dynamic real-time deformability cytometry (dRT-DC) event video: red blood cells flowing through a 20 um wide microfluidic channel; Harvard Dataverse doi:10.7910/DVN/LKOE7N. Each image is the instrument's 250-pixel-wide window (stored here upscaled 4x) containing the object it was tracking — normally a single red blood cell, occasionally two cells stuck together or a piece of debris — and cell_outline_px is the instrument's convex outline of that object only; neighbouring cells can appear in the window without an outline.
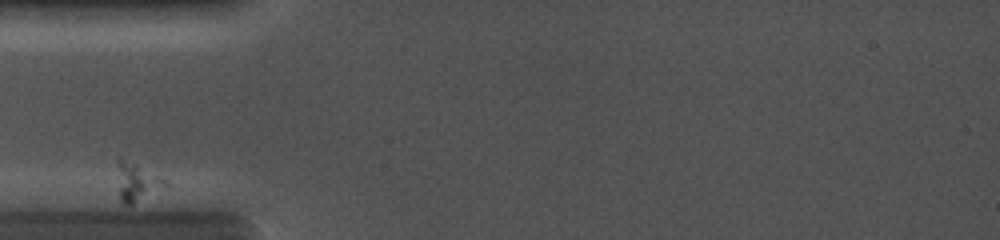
{"species": "common noctule bat (a hibernating species)", "species_latin": "Nyctalus noctula", "temperature_condition": "cold", "stored_images_in_passage": 3, "camera_frame_rate_fps": 5000, "um_per_image_px": 0.085, "animal": {"sex": "female", "body_mass_g": 19.0, "forearm_length_mm": 56.7}, "frame": {"image": 1, "passage_image": 1, "time_ms": 0.0, "image_size_px": [1000, 240], "cell_outline_px": [[168, 188], [132, 204], [120, 204], [116, 160], [120, 160], [136, 164], [164, 180], [168, 184]], "centroid_in_image_um": [11.64, 15.54], "position_along_channel_um": 73.4, "area_um2": 10.52}}
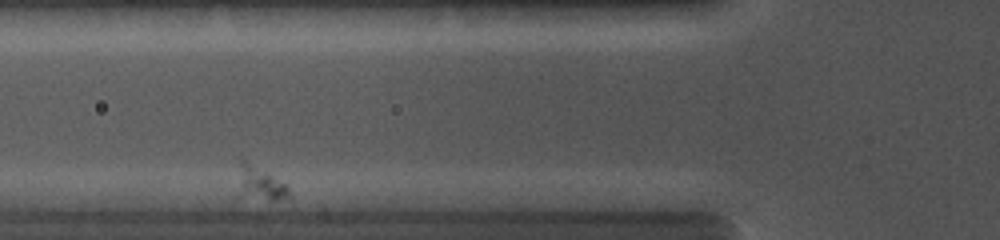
{"frame": {"image": 2, "passage_image": 3, "time_ms": 1.0, "image_size_px": [1000, 240], "cell_outline_px": [[288, 196], [276, 200], [268, 200], [232, 196], [240, 156], [284, 184], [288, 188]], "centroid_in_image_um": [21.85, 15.59], "position_along_channel_um": 103.9, "area_um2": 10.64}}